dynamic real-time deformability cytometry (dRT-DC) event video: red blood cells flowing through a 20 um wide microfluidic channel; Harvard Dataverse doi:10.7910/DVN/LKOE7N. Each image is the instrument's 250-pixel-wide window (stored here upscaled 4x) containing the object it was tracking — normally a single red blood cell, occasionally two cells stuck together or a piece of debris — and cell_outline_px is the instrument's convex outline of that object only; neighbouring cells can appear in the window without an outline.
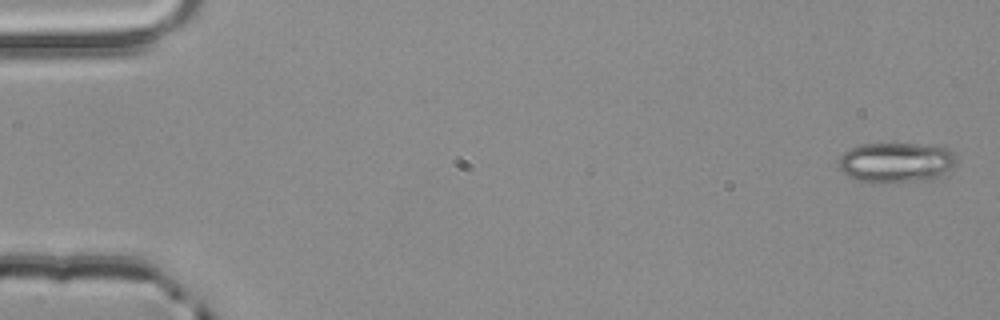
{"species": "common noctule bat (a hibernating species)", "species_latin": "Nyctalus noctula", "temperature_condition": "room temperature", "stored_images_in_passage": 3, "camera_frame_rate_fps": 3000, "um_per_image_px": 0.085, "animal": {"sex": "male", "body_mass_g": 20.4}, "frame": {"image": 1, "passage_image": 1, "time_ms": 0.0, "image_size_px": [1000, 320], "cell_outline_px": [[956, 164], [940, 176], [932, 180], [888, 184], [872, 184], [856, 180], [848, 176], [840, 168], [840, 156], [844, 152], [852, 148], [864, 144], [920, 144], [948, 148], [956, 156]], "centroid_in_image_um": [76.19, 13.85], "position_along_channel_um": 8.8, "area_um2": 27.98}}